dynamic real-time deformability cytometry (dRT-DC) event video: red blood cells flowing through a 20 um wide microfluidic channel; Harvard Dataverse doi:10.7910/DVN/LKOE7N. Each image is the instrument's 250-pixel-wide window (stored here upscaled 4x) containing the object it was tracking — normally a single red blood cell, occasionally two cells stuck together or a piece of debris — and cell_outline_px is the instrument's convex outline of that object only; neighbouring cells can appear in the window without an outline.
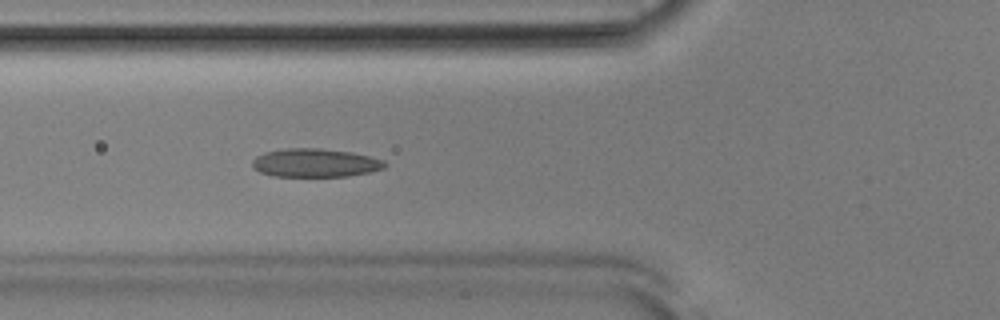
{"species": "Egyptian fruit bat (a non-hibernating species)", "species_latin": "Rousettus aegyptiacus", "temperature_condition": "room temperature", "stored_images_in_passage": 39, "segment_of_instrument_passage": [1, 2], "camera_frame_rate_fps": 3000, "um_per_image_px": 0.085, "animal": {"sex": "male"}, "frame": {"image": 1, "passage_image": 5, "time_ms": 1.333, "image_size_px": [1000, 320], "cell_outline_px": [[388, 164], [384, 168], [368, 172], [348, 176], [272, 176], [260, 172], [252, 168], [252, 160], [256, 156], [264, 152], [288, 148], [320, 148], [352, 152], [384, 160]], "centroid_in_image_um": [26.77, 13.84], "position_along_channel_um": 99.0, "area_um2": 22.02}}
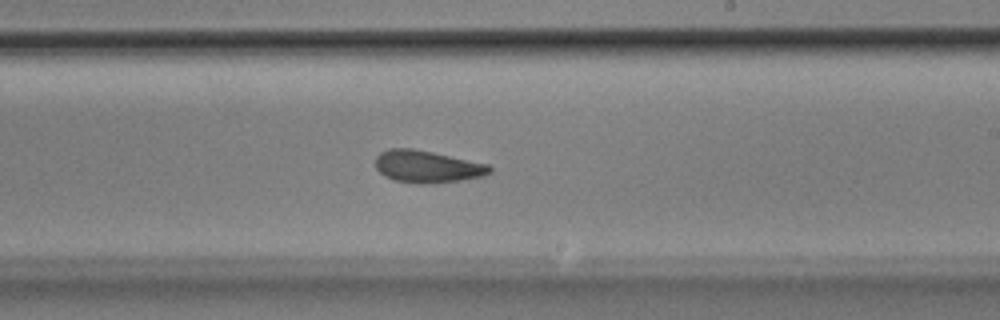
{"frame": {"image": 2, "passage_image": 17, "time_ms": 5.333, "image_size_px": [1000, 320], "cell_outline_px": [[492, 172], [484, 176], [460, 180], [424, 184], [416, 184], [396, 180], [384, 176], [376, 168], [376, 156], [380, 152], [388, 148], [412, 148], [432, 152], [488, 164], [492, 168]], "centroid_in_image_um": [36.3, 14.16], "position_along_channel_um": 252.7, "area_um2": 21.39}}
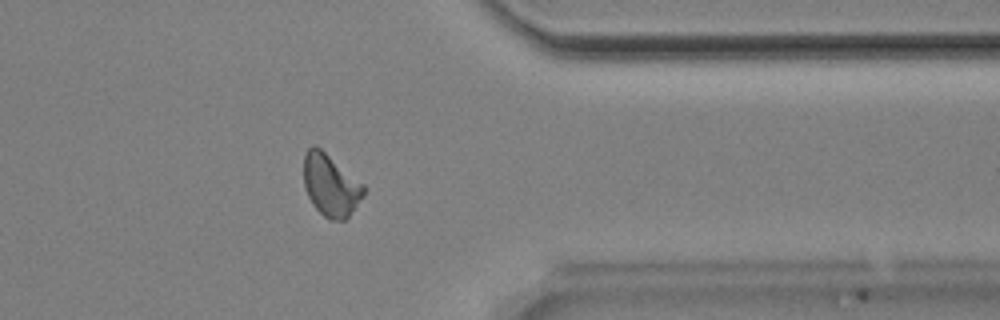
{"frame": {"image": 3, "passage_image": 28, "time_ms": 9.0, "image_size_px": [1000, 320], "cell_outline_px": [[364, 196], [348, 216], [344, 220], [328, 220], [312, 204], [304, 188], [304, 156], [308, 148], [312, 144], [316, 144], [364, 184]], "centroid_in_image_um": [28.09, 15.72], "position_along_channel_um": 383.3, "area_um2": 21.73}}